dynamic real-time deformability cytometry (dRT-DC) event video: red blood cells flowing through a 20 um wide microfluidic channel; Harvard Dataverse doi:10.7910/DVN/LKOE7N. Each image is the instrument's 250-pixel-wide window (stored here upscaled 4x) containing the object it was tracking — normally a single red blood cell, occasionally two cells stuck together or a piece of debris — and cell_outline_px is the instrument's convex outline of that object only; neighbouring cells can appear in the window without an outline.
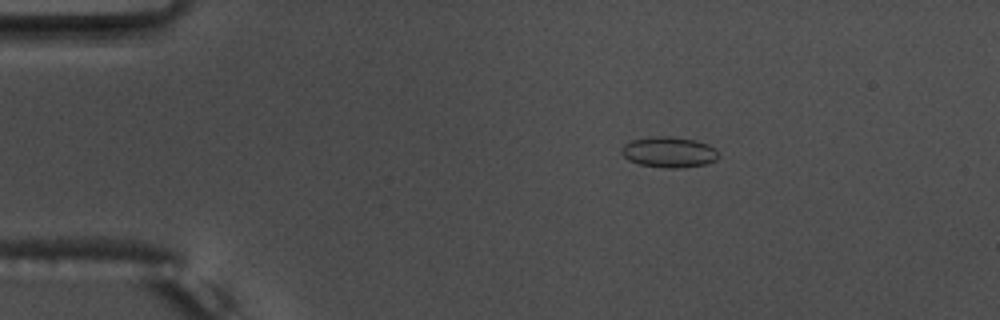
{"species": "common noctule bat (a hibernating species)", "species_latin": "Nyctalus noctula", "temperature_condition": "warm", "stored_images_in_passage": 48, "camera_frame_rate_fps": 3000, "um_per_image_px": 0.085, "animal": {"sex": "male", "body_mass_g": 17.5, "forearm_length_mm": 52.3}, "frame": {"image": 1, "passage_image": 3, "time_ms": 0.667, "image_size_px": [1000, 320], "cell_outline_px": [[720, 156], [716, 160], [704, 164], [676, 168], [664, 168], [640, 164], [628, 160], [620, 152], [620, 148], [624, 144], [632, 140], [652, 136], [672, 136], [692, 140], [708, 144]], "centroid_in_image_um": [56.81, 12.93], "position_along_channel_um": 28.2, "area_um2": 17.22}}
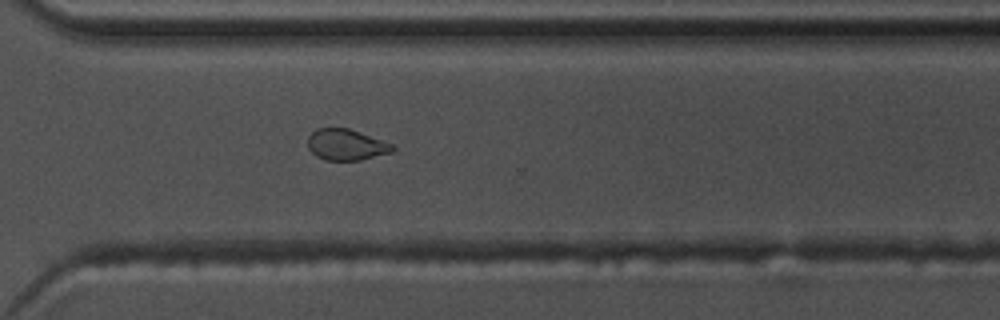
{"frame": {"image": 2, "passage_image": 33, "time_ms": 10.667, "image_size_px": [1000, 320], "cell_outline_px": [[396, 148], [392, 152], [360, 160], [324, 160], [316, 156], [308, 148], [308, 136], [316, 128], [348, 128], [392, 144]], "centroid_in_image_um": [29.4, 12.3], "position_along_channel_um": 341.2, "area_um2": 15.26}}
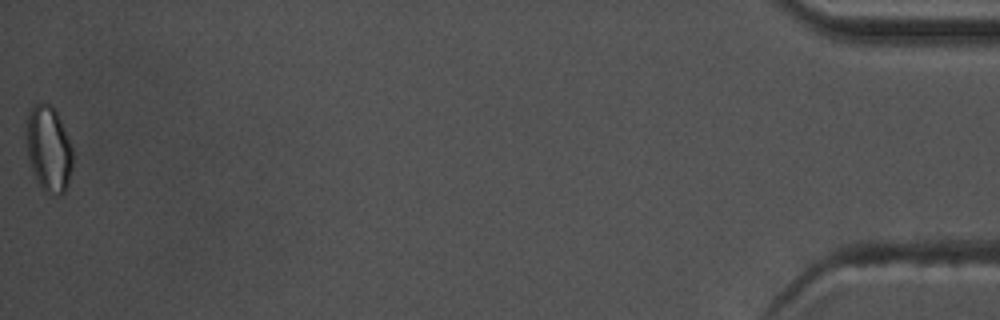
{"frame": {"image": 3, "passage_image": 48, "time_ms": 15.667, "image_size_px": [1000, 320], "cell_outline_px": [[72, 168], [68, 184], [64, 192], [60, 196], [52, 196], [44, 192], [36, 180], [28, 156], [24, 136], [24, 132], [28, 108], [32, 104], [52, 104], [56, 108], [72, 148]], "centroid_in_image_um": [4.1, 12.63], "position_along_channel_um": 431.1, "area_um2": 23.93}, "authors_computed_cell_mechanics": {"area_um2": 15.9817, "velocity_mm_per_s": 3.7598, "shape_relaxation_time_tau1_ms": null, "shape_relaxation_time_tau2_ms": 1.7486, "deformation_change_tau1": null, "deformation_change_tau2": 0.062}}